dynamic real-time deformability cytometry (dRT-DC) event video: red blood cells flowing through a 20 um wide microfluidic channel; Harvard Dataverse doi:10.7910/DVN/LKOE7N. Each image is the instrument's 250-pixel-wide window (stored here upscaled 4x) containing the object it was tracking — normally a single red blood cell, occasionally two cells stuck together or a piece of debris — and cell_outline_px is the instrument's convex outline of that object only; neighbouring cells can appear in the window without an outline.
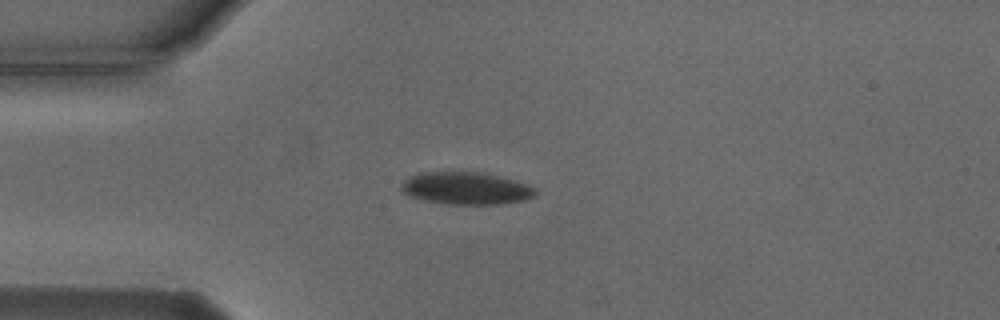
{"species": "Egyptian fruit bat (a non-hibernating species)", "species_latin": "Rousettus aegyptiacus", "temperature_condition": "cold", "stored_images_in_passage": 52, "camera_frame_rate_fps": 3000, "um_per_image_px": 0.085, "animal": {"sex": "male"}, "frame": {"image": 1, "passage_image": 11, "time_ms": 3.333, "image_size_px": [1000, 320], "cell_outline_px": [[536, 196], [524, 200], [504, 204], [448, 204], [424, 200], [408, 196], [400, 188], [400, 184], [408, 176], [420, 172], [484, 172], [528, 184], [536, 188]], "centroid_in_image_um": [39.61, 16.0], "position_along_channel_um": 45.4, "area_um2": 25.55}}
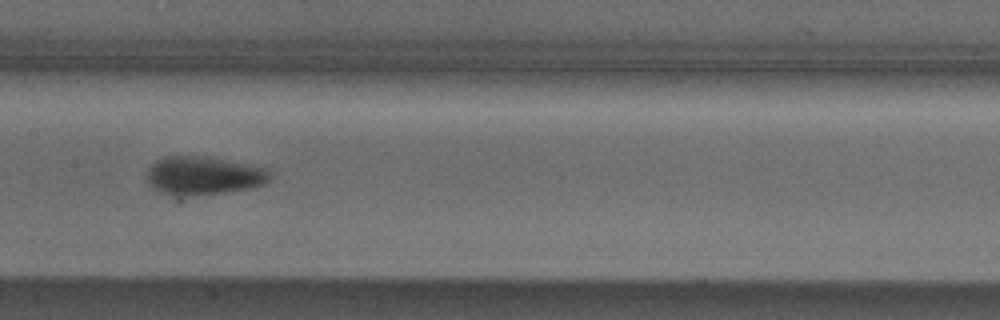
{"frame": {"image": 2, "passage_image": 24, "time_ms": 7.667, "image_size_px": [1000, 320], "cell_outline_px": [[268, 180], [264, 184], [248, 188], [224, 192], [192, 196], [172, 196], [160, 192], [152, 188], [148, 184], [148, 168], [156, 160], [164, 156], [200, 156], [264, 168], [268, 172]], "centroid_in_image_um": [17.18, 14.95], "position_along_channel_um": 190.2, "area_um2": 27.05}}
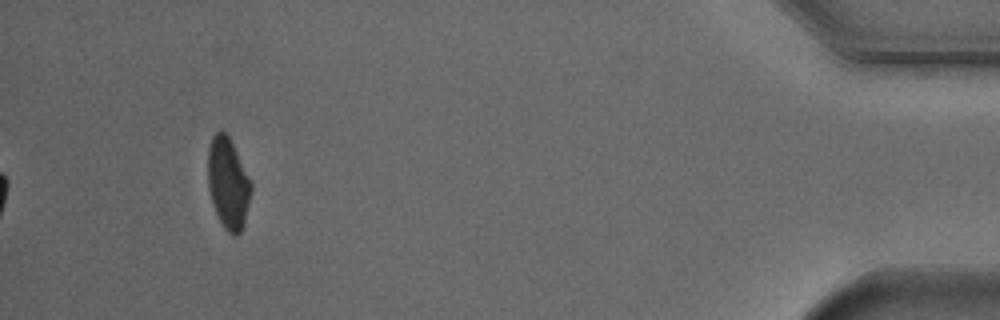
{"frame": {"image": 3, "passage_image": 48, "time_ms": 15.667, "image_size_px": [1000, 320], "cell_outline_px": [[252, 188], [244, 224], [240, 232], [236, 236], [232, 236], [224, 228], [212, 204], [208, 188], [208, 148], [212, 136], [220, 128], [228, 136], [252, 184]], "centroid_in_image_um": [19.37, 15.59], "position_along_channel_um": 415.8, "area_um2": 22.77}, "authors_computed_cell_mechanics": {"area_um2": 25.0563, "velocity_mm_per_s": 3.7334, "shape_relaxation_time_tau1_ms": 2.6946, "shape_relaxation_time_tau2_ms": null, "deformation_change_tau1": 0.1, "deformation_change_tau2": null}}